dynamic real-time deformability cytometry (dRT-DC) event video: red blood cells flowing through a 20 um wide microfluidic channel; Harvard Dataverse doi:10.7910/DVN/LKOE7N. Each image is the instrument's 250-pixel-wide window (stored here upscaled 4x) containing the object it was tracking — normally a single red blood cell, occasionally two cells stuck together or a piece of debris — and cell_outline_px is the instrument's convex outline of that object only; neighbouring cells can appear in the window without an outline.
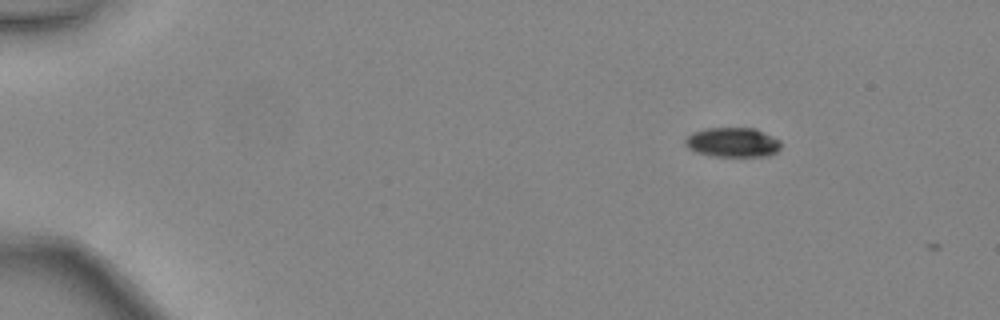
{"species": "common noctule bat (a hibernating species)", "species_latin": "Nyctalus noctula", "temperature_condition": "warm", "stored_images_in_passage": 5, "camera_frame_rate_fps": 3000, "um_per_image_px": 0.085, "animal": {"sex": "female", "body_mass_g": 24.6, "forearm_length_mm": 56.2}, "frame": {"image": 1, "passage_image": 2, "time_ms": 0.333, "image_size_px": [1000, 320], "cell_outline_px": [[780, 148], [776, 152], [768, 156], [712, 156], [696, 152], [688, 148], [684, 144], [684, 140], [692, 132], [708, 128], [756, 128], [780, 140]], "centroid_in_image_um": [62.26, 12.1], "position_along_channel_um": 22.7, "area_um2": 16.53}}